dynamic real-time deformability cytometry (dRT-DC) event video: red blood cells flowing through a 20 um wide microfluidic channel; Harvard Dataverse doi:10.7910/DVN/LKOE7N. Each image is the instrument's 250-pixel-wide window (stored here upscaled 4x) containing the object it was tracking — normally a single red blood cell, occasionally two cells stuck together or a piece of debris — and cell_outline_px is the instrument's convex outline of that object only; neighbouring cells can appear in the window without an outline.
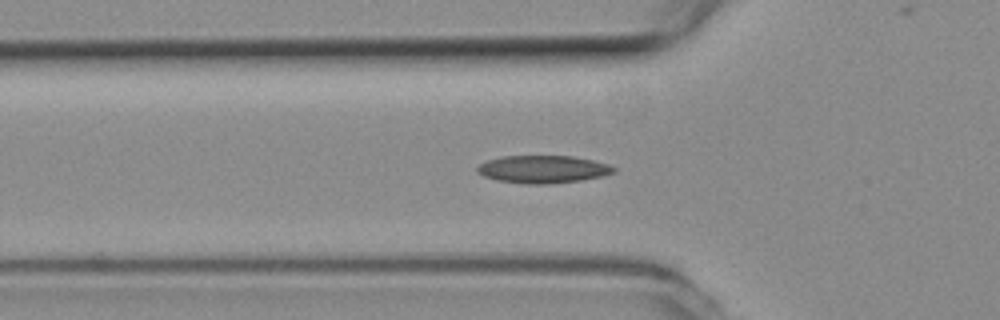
{"species": "common noctule bat (a hibernating species)", "species_latin": "Nyctalus noctula", "temperature_condition": "room temperature", "stored_images_in_passage": 47, "camera_frame_rate_fps": 3000, "um_per_image_px": 0.085, "animal": {"sex": "female", "body_mass_g": 19.3, "forearm_length_mm": 54.1}, "frame": {"image": 1, "passage_image": 17, "time_ms": 5.333, "image_size_px": [1000, 320], "cell_outline_px": [[616, 172], [604, 176], [580, 180], [548, 184], [524, 184], [496, 180], [484, 176], [476, 172], [476, 168], [480, 164], [488, 160], [500, 156], [572, 156], [592, 160], [608, 164], [616, 168]], "centroid_in_image_um": [46.15, 14.39], "position_along_channel_um": 79.7, "area_um2": 22.08}}
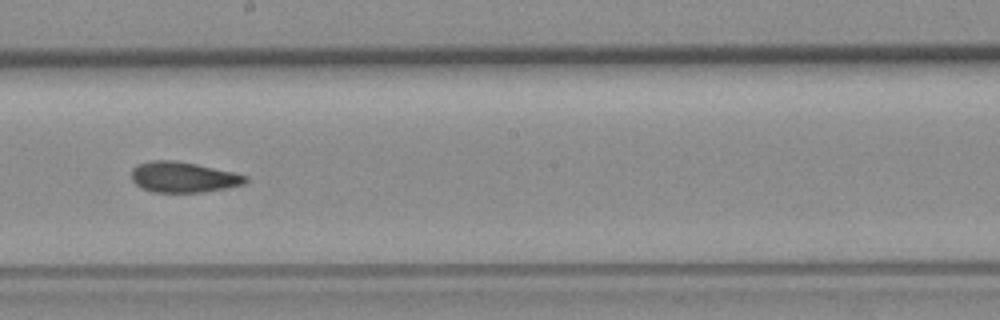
{"frame": {"image": 2, "passage_image": 29, "time_ms": 9.333, "image_size_px": [1000, 320], "cell_outline_px": [[248, 180], [244, 184], [224, 188], [200, 192], [152, 192], [140, 188], [132, 180], [132, 168], [136, 164], [152, 160], [172, 160], [196, 164], [232, 172], [248, 176]], "centroid_in_image_um": [15.53, 15.05], "position_along_channel_um": 232.7, "area_um2": 20.23}}
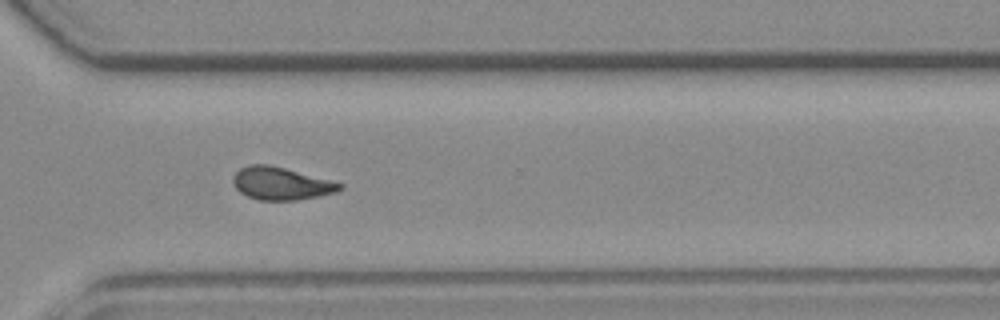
{"frame": {"image": 3, "passage_image": 38, "time_ms": 12.333, "image_size_px": [1000, 320], "cell_outline_px": [[344, 188], [336, 192], [296, 200], [260, 200], [248, 196], [240, 192], [236, 188], [232, 180], [232, 176], [240, 168], [248, 164], [268, 164], [332, 180], [344, 184]], "centroid_in_image_um": [23.89, 15.59], "position_along_channel_um": 346.7, "area_um2": 20.29}, "authors_computed_cell_mechanics": {"area_um2": 20.4612, "velocity_mm_per_s": 3.8059, "shape_relaxation_time_tau1_ms": null, "shape_relaxation_time_tau2_ms": 2.8103, "deformation_change_tau1": null, "deformation_change_tau2": 0.0861}}